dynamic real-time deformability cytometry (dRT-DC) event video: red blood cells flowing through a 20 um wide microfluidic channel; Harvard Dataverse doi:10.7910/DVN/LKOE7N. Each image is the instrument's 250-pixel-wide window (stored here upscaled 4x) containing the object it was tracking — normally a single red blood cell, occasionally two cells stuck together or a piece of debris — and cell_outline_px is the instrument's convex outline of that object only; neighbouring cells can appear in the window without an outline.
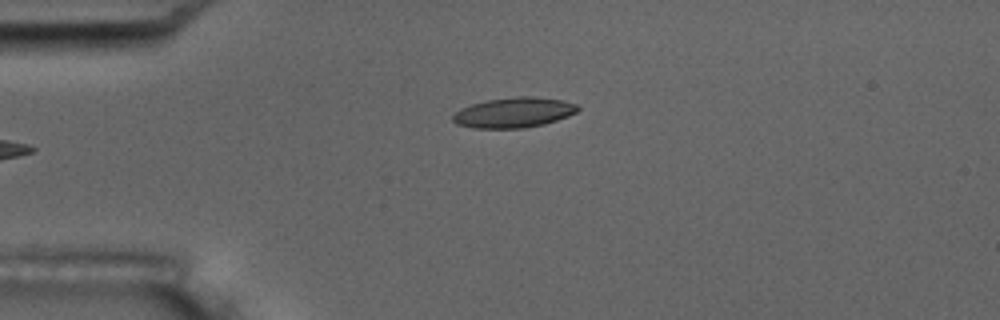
{"species": "common noctule bat (a hibernating species)", "species_latin": "Nyctalus noctula", "temperature_condition": "room temperature", "stored_images_in_passage": 4, "camera_frame_rate_fps": 3000, "um_per_image_px": 0.085, "animal": {"sex": "male", "body_mass_g": 17.5, "forearm_length_mm": 52.3}, "frame": {"image": 1, "passage_image": 4, "time_ms": 3.667, "image_size_px": [1000, 320], "cell_outline_px": [[580, 108], [576, 112], [568, 116], [544, 124], [524, 128], [472, 128], [456, 124], [452, 120], [452, 116], [460, 108], [472, 104], [488, 100], [516, 96], [536, 96], [564, 100], [576, 104]], "centroid_in_image_um": [43.67, 9.56], "position_along_channel_um": 41.3, "area_um2": 22.08}}